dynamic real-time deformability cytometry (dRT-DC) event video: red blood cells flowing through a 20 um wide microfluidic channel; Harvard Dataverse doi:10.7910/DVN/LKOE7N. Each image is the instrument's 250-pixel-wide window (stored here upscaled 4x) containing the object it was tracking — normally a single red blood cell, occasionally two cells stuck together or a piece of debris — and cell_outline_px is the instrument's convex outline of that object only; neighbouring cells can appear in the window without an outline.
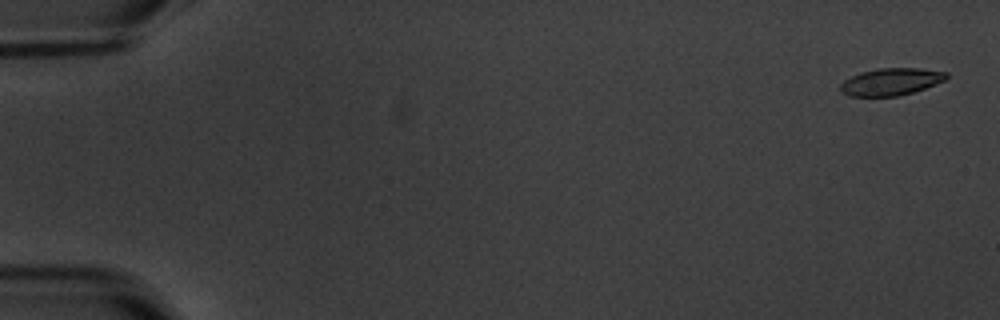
{"species": "common noctule bat (a hibernating species)", "species_latin": "Nyctalus noctula", "temperature_condition": "warm", "stored_images_in_passage": 5, "camera_frame_rate_fps": 3000, "um_per_image_px": 0.085, "animal": {"sex": "male", "body_mass_g": 20.1, "forearm_length_mm": 53.5}, "frame": {"image": 1, "passage_image": 1, "time_ms": 0.0, "image_size_px": [1000, 320], "cell_outline_px": [[948, 76], [944, 80], [924, 88], [900, 96], [848, 96], [840, 92], [840, 84], [844, 80], [860, 72], [880, 68], [920, 68], [948, 72]], "centroid_in_image_um": [75.7, 6.95], "position_along_channel_um": 9.3, "area_um2": 16.76}}